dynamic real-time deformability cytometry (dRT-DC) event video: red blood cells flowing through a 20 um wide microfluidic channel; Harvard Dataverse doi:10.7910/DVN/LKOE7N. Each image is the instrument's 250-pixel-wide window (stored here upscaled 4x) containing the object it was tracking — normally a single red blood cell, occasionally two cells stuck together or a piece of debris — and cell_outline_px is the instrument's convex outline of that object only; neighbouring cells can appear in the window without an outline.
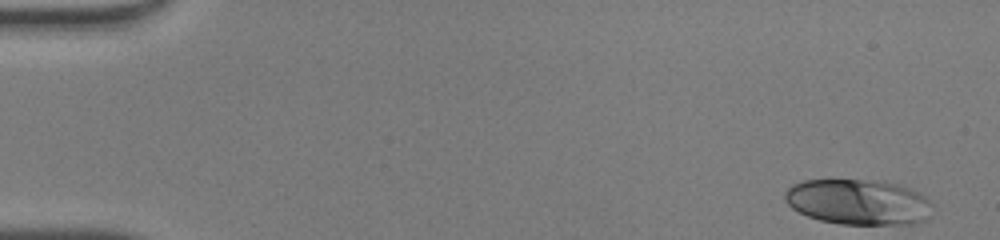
{"species": "human", "species_latin": "Homo sapiens", "temperature_condition": "warm", "stored_images_in_passage": 47, "camera_frame_rate_fps": 3000, "um_per_image_px": 0.085, "donor": {"sex": "male"}, "frame": {"image": 1, "passage_image": 1, "time_ms": 0.0, "image_size_px": [1000, 240], "cell_outline_px": [[932, 204], [928, 216], [924, 220], [916, 224], [840, 224], [820, 220], [808, 216], [792, 208], [784, 200], [784, 192], [792, 184], [804, 180], [884, 180], [920, 192]], "centroid_in_image_um": [72.94, 17.16], "position_along_channel_um": 12.1, "area_um2": 39.25}}
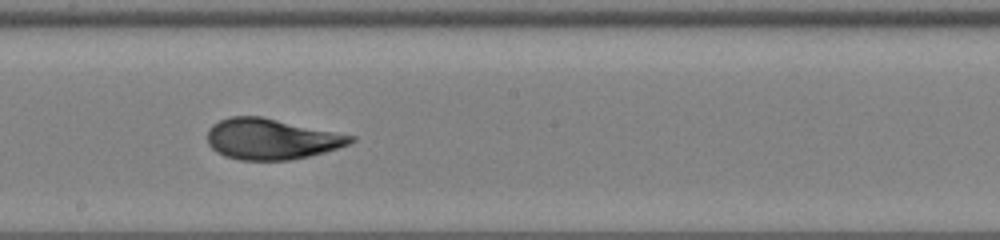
{"frame": {"image": 2, "passage_image": 26, "time_ms": 8.333, "image_size_px": [1000, 240], "cell_outline_px": [[356, 140], [348, 144], [324, 152], [308, 156], [288, 160], [240, 160], [224, 156], [216, 152], [208, 144], [208, 128], [212, 124], [228, 116], [260, 116], [356, 136]], "centroid_in_image_um": [23.03, 11.81], "position_along_channel_um": 225.2, "area_um2": 33.99}}
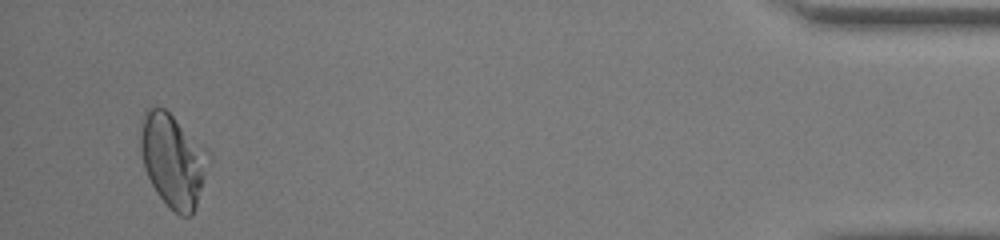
{"frame": {"image": 3, "passage_image": 45, "time_ms": 14.667, "image_size_px": [1000, 240], "cell_outline_px": [[212, 160], [196, 204], [192, 212], [188, 216], [180, 216], [156, 192], [144, 168], [140, 148], [140, 136], [144, 112], [148, 108], [156, 104], [164, 108], [212, 156]], "centroid_in_image_um": [14.7, 13.6], "position_along_channel_um": 420.5, "area_um2": 36.47}, "authors_computed_cell_mechanics": {"area_um2": 34.8534, "velocity_mm_per_s": 4.2608, "shape_relaxation_time_tau1_ms": 6.4435, "shape_relaxation_time_tau2_ms": 0.736, "deformation_change_tau1": 0.2539, "deformation_change_tau2": 0.05}}